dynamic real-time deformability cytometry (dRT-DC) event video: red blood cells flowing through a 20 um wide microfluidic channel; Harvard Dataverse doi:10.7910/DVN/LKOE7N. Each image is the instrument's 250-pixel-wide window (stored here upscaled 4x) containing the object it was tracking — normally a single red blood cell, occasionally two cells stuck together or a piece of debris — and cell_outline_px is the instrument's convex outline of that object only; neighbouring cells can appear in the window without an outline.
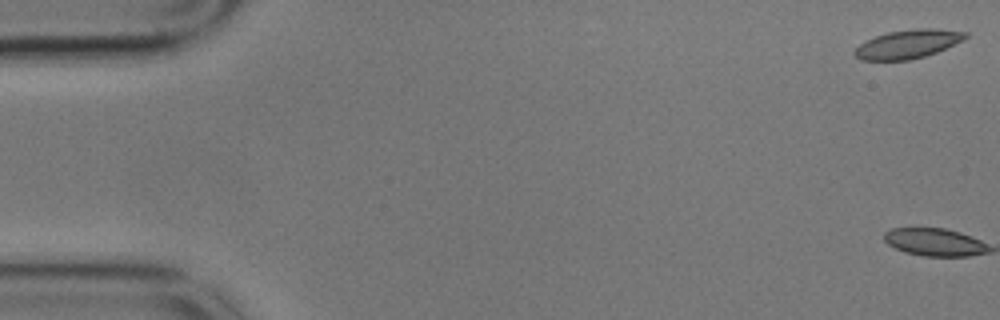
{"species": "common noctule bat (a hibernating species)", "species_latin": "Nyctalus noctula", "temperature_condition": "cold", "stored_images_in_passage": 2, "camera_frame_rate_fps": 3000, "um_per_image_px": 0.085, "animal": {"sex": "male", "body_mass_g": 17.9}, "frame": {"image": 1, "passage_image": 1, "time_ms": 0.0, "image_size_px": [1000, 320], "cell_outline_px": [[968, 36], [936, 52], [924, 56], [908, 60], [860, 60], [852, 52], [860, 44], [876, 36], [888, 32], [916, 28], [936, 28], [968, 32]], "centroid_in_image_um": [77.14, 3.74], "position_along_channel_um": 7.9, "area_um2": 18.21}}